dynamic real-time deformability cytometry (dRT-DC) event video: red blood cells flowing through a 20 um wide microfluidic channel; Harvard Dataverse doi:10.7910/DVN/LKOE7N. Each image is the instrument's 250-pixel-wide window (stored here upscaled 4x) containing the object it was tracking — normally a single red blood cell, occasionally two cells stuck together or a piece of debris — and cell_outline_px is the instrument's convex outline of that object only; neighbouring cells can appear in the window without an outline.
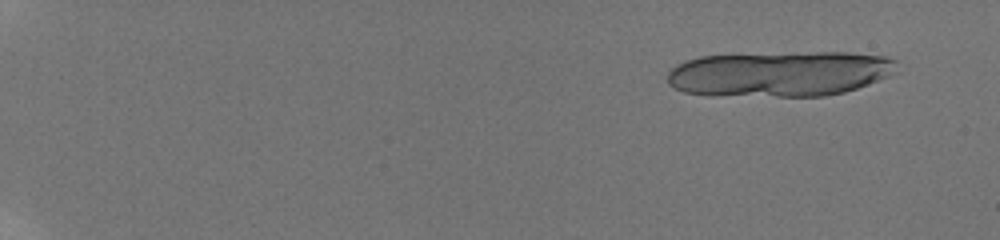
{"species": "human", "species_latin": "Homo sapiens", "temperature_condition": "room temperature", "stored_images_in_passage": 27, "segment_of_instrument_passage": [1, 2], "camera_frame_rate_fps": 3000, "um_per_image_px": 0.085, "donor": {"sex": "male"}, "frame": {"image": 1, "passage_image": 5, "time_ms": 1.333, "image_size_px": [1000, 240], "cell_outline_px": [[896, 72], [888, 76], [868, 84], [844, 92], [824, 96], [712, 96], [684, 92], [668, 84], [668, 72], [676, 64], [700, 56], [792, 52], [848, 52], [884, 56], [896, 60]], "centroid_in_image_um": [66.26, 6.27], "position_along_channel_um": 18.7, "area_um2": 61.21}}